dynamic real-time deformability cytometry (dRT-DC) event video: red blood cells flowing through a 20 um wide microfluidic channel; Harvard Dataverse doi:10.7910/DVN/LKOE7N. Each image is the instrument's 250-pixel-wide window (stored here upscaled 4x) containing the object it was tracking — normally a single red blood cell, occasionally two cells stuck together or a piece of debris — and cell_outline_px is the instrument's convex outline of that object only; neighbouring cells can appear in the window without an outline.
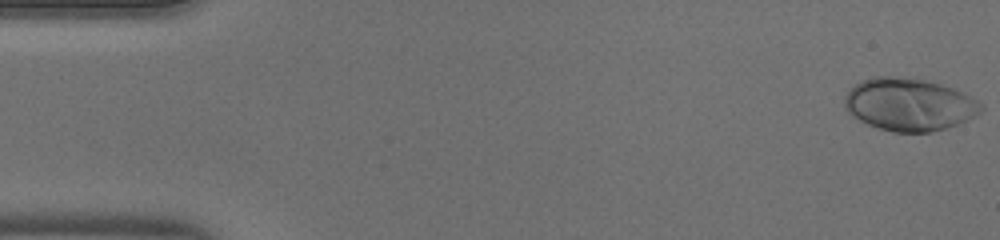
{"species": "human", "species_latin": "Homo sapiens", "temperature_condition": "warm", "stored_images_in_passage": 46, "camera_frame_rate_fps": 3000, "um_per_image_px": 0.085, "donor": {"sex": "male"}, "frame": {"image": 1, "passage_image": 1, "time_ms": 0.0, "image_size_px": [1000, 240], "cell_outline_px": [[984, 108], [980, 112], [968, 120], [948, 128], [932, 132], [892, 132], [868, 124], [852, 116], [844, 108], [844, 96], [860, 80], [872, 76], [888, 76], [924, 80], [940, 84], [952, 88], [972, 96], [984, 104]], "centroid_in_image_um": [77.29, 8.89], "position_along_channel_um": 7.7, "area_um2": 41.96}}
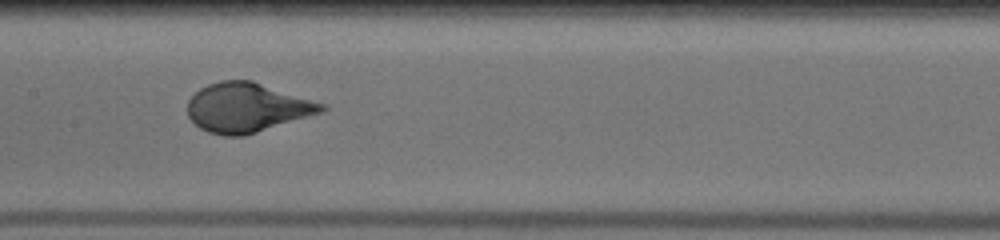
{"frame": {"image": 2, "passage_image": 23, "time_ms": 7.333, "image_size_px": [1000, 240], "cell_outline_px": [[328, 108], [324, 112], [244, 136], [224, 136], [208, 132], [200, 128], [188, 116], [188, 100], [200, 88], [208, 84], [220, 80], [252, 80], [328, 104]], "centroid_in_image_um": [21.04, 9.14], "position_along_channel_um": 186.4, "area_um2": 38.84}}
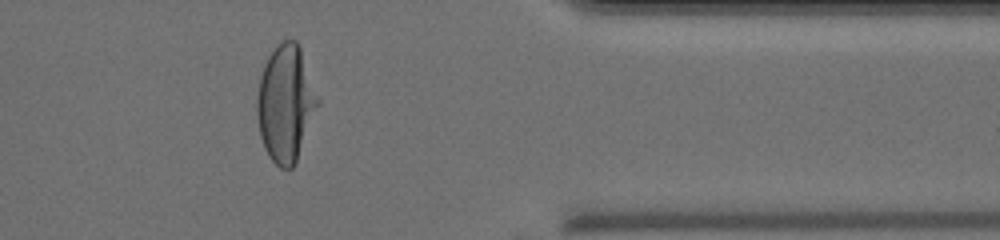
{"frame": {"image": 3, "passage_image": 38, "time_ms": 12.333, "image_size_px": [1000, 240], "cell_outline_px": [[320, 104], [296, 160], [292, 168], [280, 168], [268, 156], [264, 148], [260, 136], [256, 116], [256, 96], [260, 76], [264, 64], [268, 56], [276, 44], [280, 40], [296, 40], [300, 48], [320, 100]], "centroid_in_image_um": [24.26, 8.77], "position_along_channel_um": 387.1, "area_um2": 41.44}}